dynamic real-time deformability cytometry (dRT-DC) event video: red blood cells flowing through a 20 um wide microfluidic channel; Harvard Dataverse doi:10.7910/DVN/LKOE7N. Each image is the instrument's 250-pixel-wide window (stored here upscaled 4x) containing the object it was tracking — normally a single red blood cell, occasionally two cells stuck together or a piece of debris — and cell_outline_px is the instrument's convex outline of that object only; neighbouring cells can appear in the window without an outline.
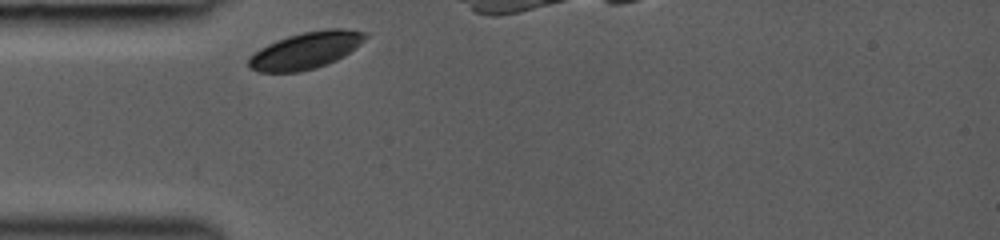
{"species": "common noctule bat (a hibernating species)", "species_latin": "Nyctalus noctula", "temperature_condition": "room temperature", "stored_images_in_passage": 1, "camera_frame_rate_fps": 3000, "um_per_image_px": 0.085, "animal": {"sex": "female", "body_mass_g": 19.0, "forearm_length_mm": 53.3}, "frame": {"image": 1, "passage_image": 1, "time_ms": 0.0, "image_size_px": [1000, 240], "cell_outline_px": [[368, 36], [360, 44], [344, 56], [336, 60], [316, 68], [300, 72], [260, 72], [252, 68], [248, 64], [248, 56], [260, 48], [276, 40], [288, 36], [304, 32], [328, 28], [344, 28], [368, 32]], "centroid_in_image_um": [26.01, 4.27], "position_along_channel_um": 59.0, "area_um2": 25.09}}